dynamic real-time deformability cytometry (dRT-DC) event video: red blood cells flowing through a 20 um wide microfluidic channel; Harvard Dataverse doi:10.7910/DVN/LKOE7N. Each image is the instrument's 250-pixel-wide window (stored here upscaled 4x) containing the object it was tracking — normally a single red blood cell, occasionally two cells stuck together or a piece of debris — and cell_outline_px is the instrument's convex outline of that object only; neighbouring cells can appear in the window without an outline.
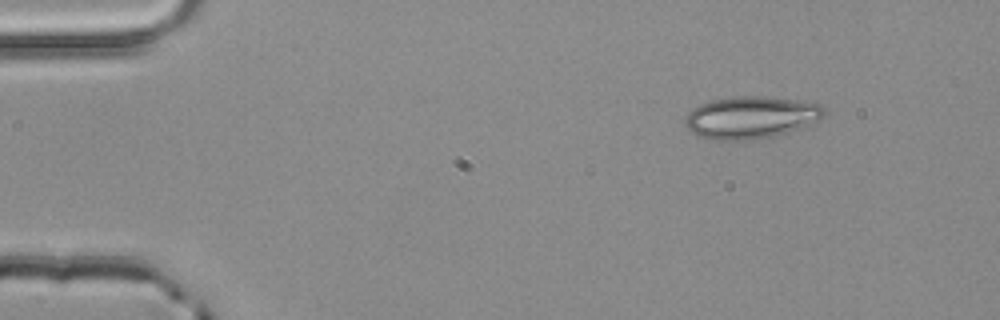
{"species": "common noctule bat (a hibernating species)", "species_latin": "Nyctalus noctula", "temperature_condition": "room temperature", "stored_images_in_passage": 3, "camera_frame_rate_fps": 3000, "um_per_image_px": 0.085, "animal": {"sex": "male", "body_mass_g": 20.4}, "frame": {"image": 1, "passage_image": 1, "time_ms": 0.0, "image_size_px": [1000, 320], "cell_outline_px": [[828, 112], [820, 120], [788, 132], [772, 136], [752, 140], [716, 140], [700, 136], [692, 132], [684, 124], [684, 116], [688, 112], [700, 104], [712, 100], [736, 96], [764, 96], [796, 100], [820, 104]], "centroid_in_image_um": [63.83, 9.98], "position_along_channel_um": 21.2, "area_um2": 34.28}}